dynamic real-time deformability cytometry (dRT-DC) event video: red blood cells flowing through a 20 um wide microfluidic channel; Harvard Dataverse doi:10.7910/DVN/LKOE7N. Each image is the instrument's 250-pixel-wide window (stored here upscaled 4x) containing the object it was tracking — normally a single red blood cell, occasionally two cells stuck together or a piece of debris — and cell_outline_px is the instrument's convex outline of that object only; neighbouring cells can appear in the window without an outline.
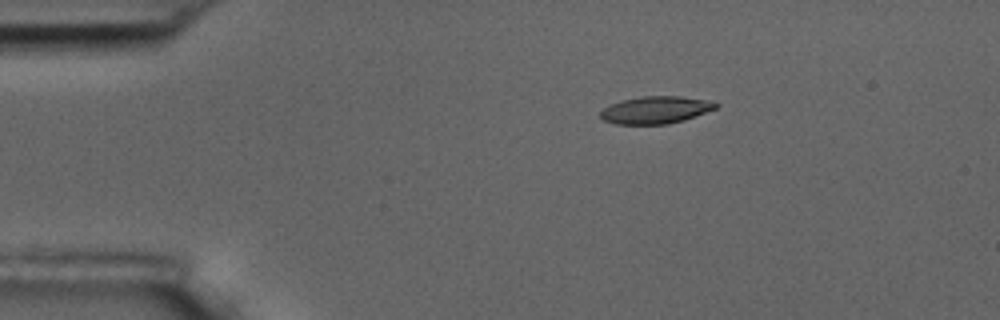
{"species": "common noctule bat (a hibernating species)", "species_latin": "Nyctalus noctula", "temperature_condition": "room temperature", "stored_images_in_passage": 5, "camera_frame_rate_fps": 3000, "um_per_image_px": 0.085, "animal": {"sex": "male", "body_mass_g": 17.5, "forearm_length_mm": 52.3}, "frame": {"image": 1, "passage_image": 2, "time_ms": 1.333, "image_size_px": [1000, 320], "cell_outline_px": [[720, 104], [716, 108], [684, 120], [668, 124], [616, 124], [604, 120], [600, 116], [600, 112], [608, 104], [640, 96], [680, 96], [704, 100]], "centroid_in_image_um": [55.69, 9.34], "position_along_channel_um": 29.3, "area_um2": 18.21}}
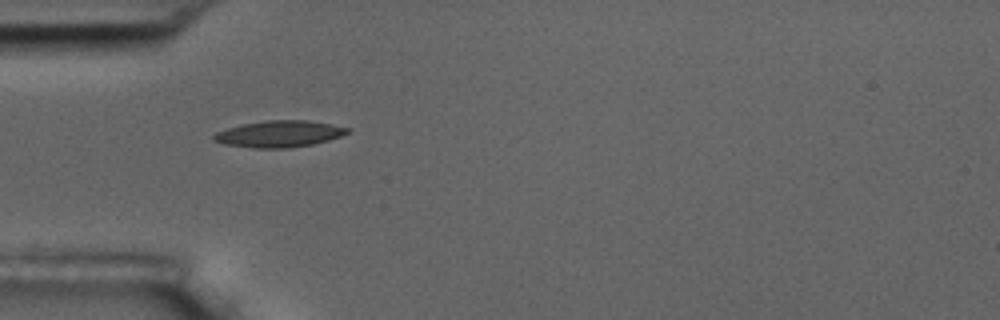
{"frame": {"image": 2, "passage_image": 4, "time_ms": 3.667, "image_size_px": [1000, 320], "cell_outline_px": [[352, 128], [348, 132], [340, 136], [328, 140], [312, 144], [288, 148], [252, 148], [224, 144], [212, 140], [212, 136], [216, 132], [240, 124], [268, 120], [308, 120], [332, 124]], "centroid_in_image_um": [23.72, 11.38], "position_along_channel_um": 61.3, "area_um2": 20.75}}